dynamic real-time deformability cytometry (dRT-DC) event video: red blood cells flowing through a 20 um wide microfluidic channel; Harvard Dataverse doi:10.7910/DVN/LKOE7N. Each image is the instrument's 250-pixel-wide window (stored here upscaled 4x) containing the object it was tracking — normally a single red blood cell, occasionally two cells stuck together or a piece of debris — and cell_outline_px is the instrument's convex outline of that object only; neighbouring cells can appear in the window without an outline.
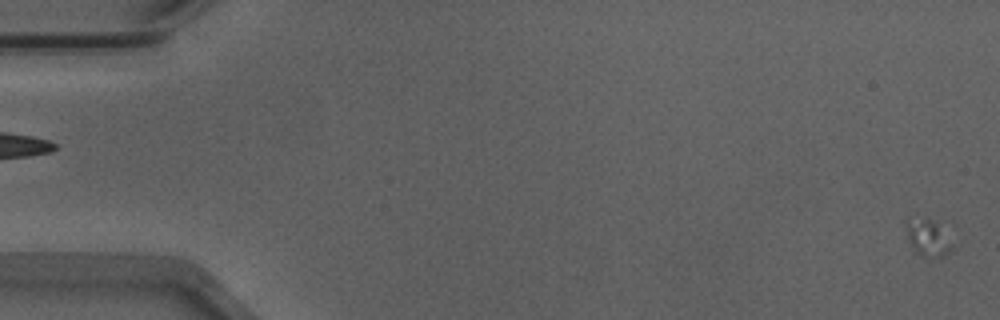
{"species": "Egyptian fruit bat (a non-hibernating species)", "species_latin": "Rousettus aegyptiacus", "temperature_condition": "warm", "stored_images_in_passage": 16, "camera_frame_rate_fps": 3000, "um_per_image_px": 0.085, "animal": {"sex": "male"}, "frame": {"image": 1, "passage_image": 1, "time_ms": 0.0, "image_size_px": [1000, 320], "cell_outline_px": [[952, 248], [940, 260], [936, 260], [920, 256], [912, 252], [908, 240], [904, 220], [908, 216], [932, 220], [936, 224]], "centroid_in_image_um": [78.73, 20.27], "position_along_channel_um": 6.3, "area_um2": 10.0}}